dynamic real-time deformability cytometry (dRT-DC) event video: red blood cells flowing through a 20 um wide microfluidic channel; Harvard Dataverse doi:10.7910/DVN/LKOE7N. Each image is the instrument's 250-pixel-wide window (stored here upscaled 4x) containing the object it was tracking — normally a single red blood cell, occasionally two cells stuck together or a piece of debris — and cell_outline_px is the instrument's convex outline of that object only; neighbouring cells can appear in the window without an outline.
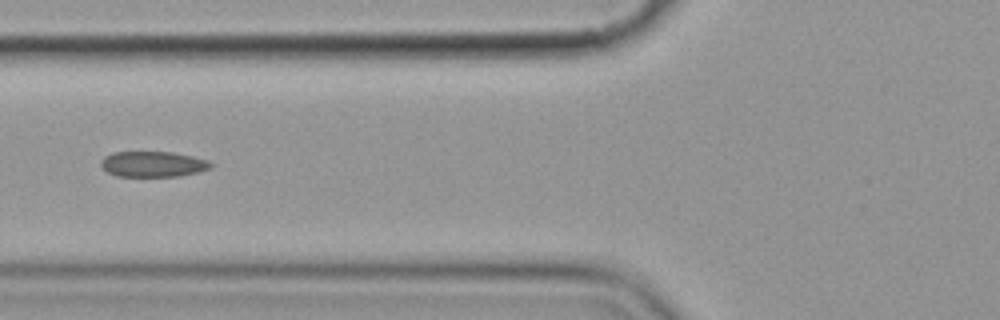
{"species": "common noctule bat (a hibernating species)", "species_latin": "Nyctalus noctula", "temperature_condition": "cold", "stored_images_in_passage": 9, "camera_frame_rate_fps": 3000, "um_per_image_px": 0.085, "animal": {"sex": "female", "body_mass_g": 19.9}, "frame": {"image": 1, "passage_image": 7, "time_ms": 7.333, "image_size_px": [1000, 320], "cell_outline_px": [[212, 168], [200, 172], [180, 176], [116, 176], [108, 172], [100, 164], [100, 160], [104, 156], [112, 152], [172, 152], [192, 156], [208, 160], [212, 164]], "centroid_in_image_um": [13.01, 13.95], "position_along_channel_um": 112.8, "area_um2": 16.47}}
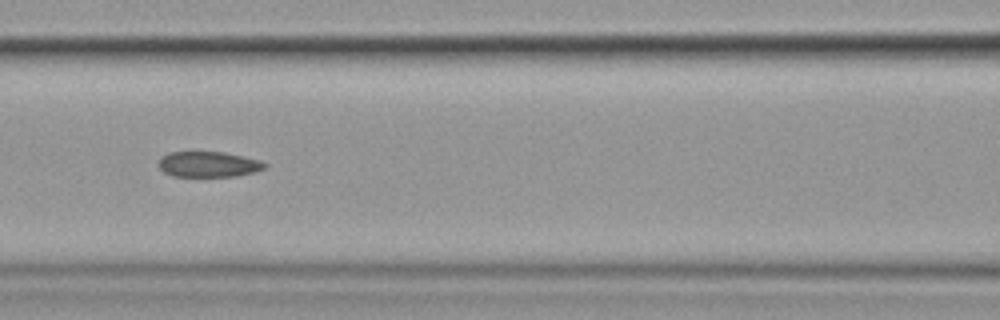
{"frame": {"image": 2, "passage_image": 8, "time_ms": 8.333, "image_size_px": [1000, 320], "cell_outline_px": [[268, 168], [256, 172], [236, 176], [172, 176], [164, 172], [160, 168], [160, 160], [168, 152], [224, 152], [244, 156], [260, 160], [268, 164]], "centroid_in_image_um": [17.8, 13.97], "position_along_channel_um": 148.8, "area_um2": 15.84}}
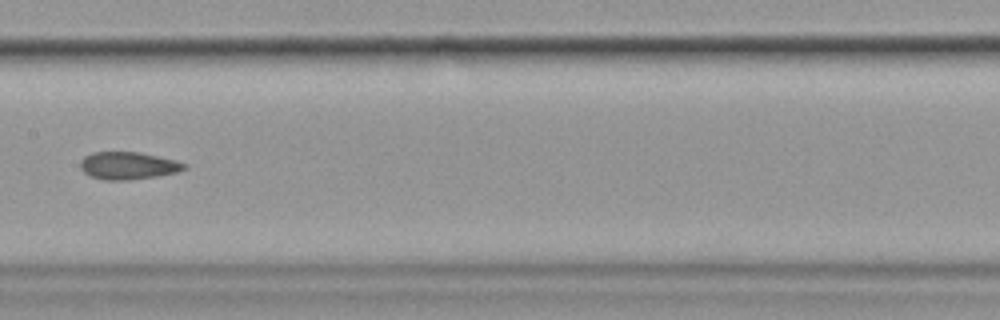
{"frame": {"image": 3, "passage_image": 9, "time_ms": 9.667, "image_size_px": [1000, 320], "cell_outline_px": [[188, 168], [176, 172], [156, 176], [128, 180], [104, 180], [92, 176], [84, 172], [80, 168], [80, 160], [84, 156], [92, 152], [140, 152], [176, 160], [188, 164]], "centroid_in_image_um": [10.9, 14.07], "position_along_channel_um": 196.5, "area_um2": 16.7}}